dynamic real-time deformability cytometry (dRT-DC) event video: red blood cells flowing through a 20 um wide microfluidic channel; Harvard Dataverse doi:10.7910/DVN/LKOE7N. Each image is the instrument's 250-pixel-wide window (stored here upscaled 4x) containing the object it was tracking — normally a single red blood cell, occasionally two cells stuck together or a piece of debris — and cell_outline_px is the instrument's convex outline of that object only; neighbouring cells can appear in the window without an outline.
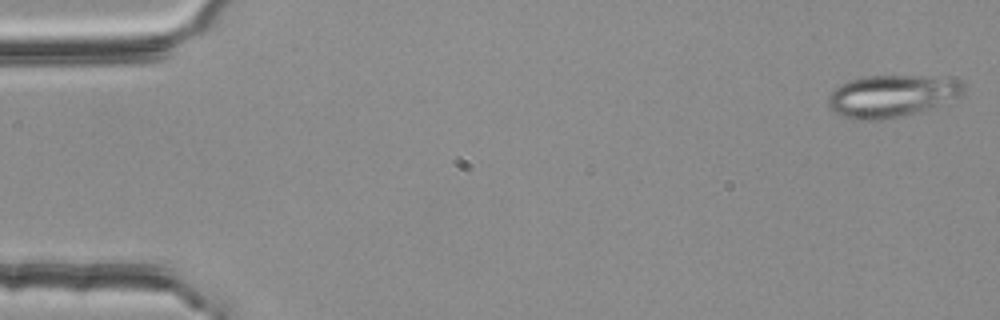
{"species": "common noctule bat (a hibernating species)", "species_latin": "Nyctalus noctula", "temperature_condition": "room temperature", "stored_images_in_passage": 4, "camera_frame_rate_fps": 3000, "um_per_image_px": 0.085, "animal": {"sex": "female", "body_mass_g": 25.1}, "frame": {"image": 1, "passage_image": 1, "time_ms": 0.0, "image_size_px": [1000, 320], "cell_outline_px": [[964, 92], [960, 96], [932, 108], [900, 116], [880, 120], [852, 120], [840, 116], [832, 112], [828, 108], [828, 96], [840, 84], [848, 80], [860, 76], [936, 76], [960, 80], [964, 84]], "centroid_in_image_um": [75.76, 8.16], "position_along_channel_um": 9.2, "area_um2": 33.64}}